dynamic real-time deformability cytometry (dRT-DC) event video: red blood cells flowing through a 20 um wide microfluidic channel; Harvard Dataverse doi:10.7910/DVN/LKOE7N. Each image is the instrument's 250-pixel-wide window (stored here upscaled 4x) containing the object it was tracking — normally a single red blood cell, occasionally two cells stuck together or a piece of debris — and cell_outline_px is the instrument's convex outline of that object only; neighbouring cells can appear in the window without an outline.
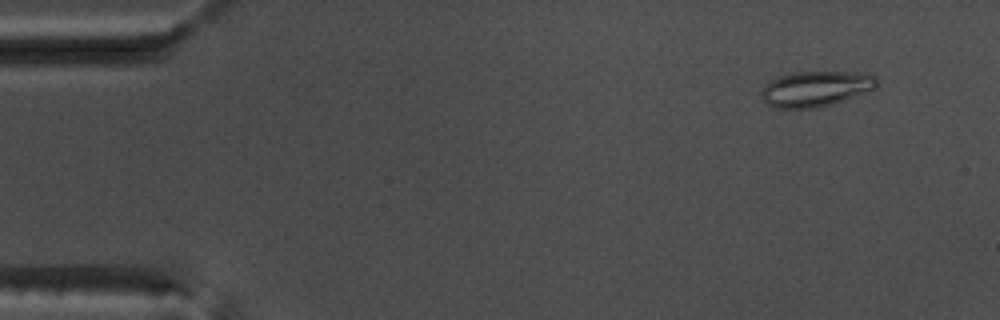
{"species": "common noctule bat (a hibernating species)", "species_latin": "Nyctalus noctula", "temperature_condition": "warm", "stored_images_in_passage": 54, "camera_frame_rate_fps": 3000, "um_per_image_px": 0.085, "animal": {"sex": "male", "body_mass_g": 17.5, "forearm_length_mm": 52.3}, "frame": {"image": 1, "passage_image": 5, "time_ms": 1.333, "image_size_px": [1000, 320], "cell_outline_px": [[880, 80], [872, 88], [832, 104], [820, 108], [776, 108], [768, 104], [760, 96], [760, 92], [772, 80], [780, 76], [796, 72], [844, 72], [876, 76]], "centroid_in_image_um": [69.28, 7.56], "position_along_channel_um": 15.7, "area_um2": 23.18}}
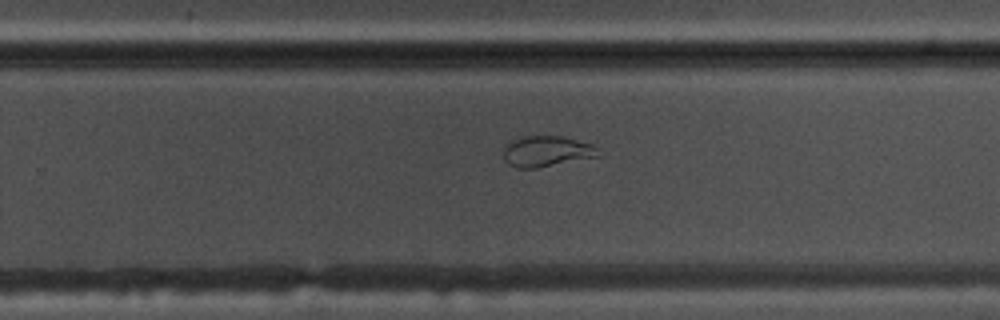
{"frame": {"image": 2, "passage_image": 35, "time_ms": 11.333, "image_size_px": [1000, 320], "cell_outline_px": [[600, 156], [536, 168], [516, 168], [508, 164], [504, 160], [504, 144], [512, 140], [524, 136], [564, 136], [592, 144], [596, 148]], "centroid_in_image_um": [46.43, 12.86], "position_along_channel_um": 283.4, "area_um2": 17.05}}
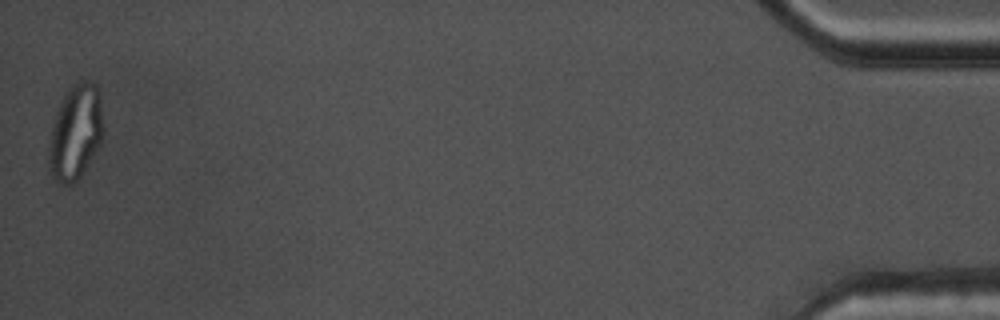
{"frame": {"image": 3, "passage_image": 54, "time_ms": 17.667, "image_size_px": [1000, 320], "cell_outline_px": [[104, 136], [100, 144], [80, 176], [72, 184], [64, 184], [52, 176], [48, 168], [48, 144], [52, 124], [56, 112], [64, 96], [72, 84], [84, 80], [88, 80], [96, 84], [104, 128]], "centroid_in_image_um": [6.4, 11.25], "position_along_channel_um": 428.8, "area_um2": 30.0}}